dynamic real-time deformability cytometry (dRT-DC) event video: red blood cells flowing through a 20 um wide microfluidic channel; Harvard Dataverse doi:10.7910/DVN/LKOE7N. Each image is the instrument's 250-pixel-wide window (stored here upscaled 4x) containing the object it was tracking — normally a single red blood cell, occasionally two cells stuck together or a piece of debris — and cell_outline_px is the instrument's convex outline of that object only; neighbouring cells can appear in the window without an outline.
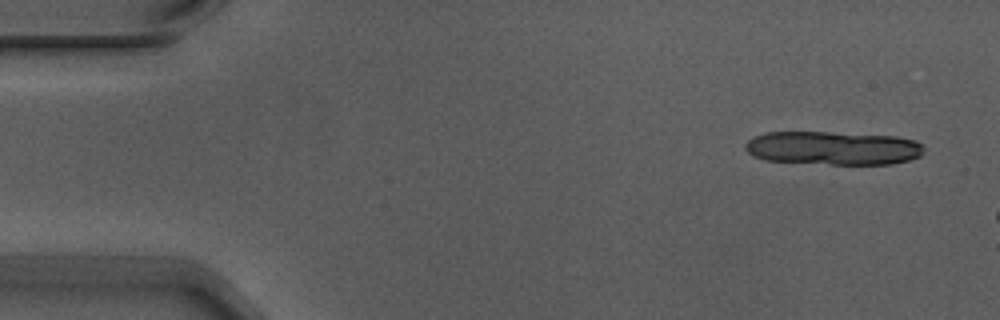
{"species": "Egyptian fruit bat (a non-hibernating species)", "species_latin": "Rousettus aegyptiacus", "temperature_condition": "warm", "stored_images_in_passage": 4, "camera_frame_rate_fps": 3000, "um_per_image_px": 0.085, "animal": {"sex": "male"}, "frame": {"image": 1, "passage_image": 1, "time_ms": 0.0, "image_size_px": [1000, 320], "cell_outline_px": [[924, 148], [920, 156], [908, 160], [892, 164], [832, 164], [768, 160], [756, 156], [748, 152], [744, 148], [744, 144], [748, 140], [756, 136], [768, 132], [824, 132], [896, 136], [916, 140], [924, 144]], "centroid_in_image_um": [70.86, 12.58], "position_along_channel_um": 14.1, "area_um2": 34.8}}